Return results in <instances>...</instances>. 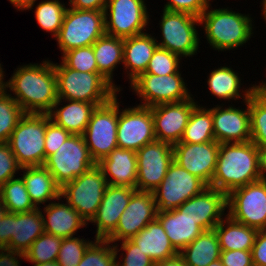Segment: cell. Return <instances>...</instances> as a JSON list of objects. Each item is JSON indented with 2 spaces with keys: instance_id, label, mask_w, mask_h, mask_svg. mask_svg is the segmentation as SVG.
<instances>
[{
  "instance_id": "cell-1",
  "label": "cell",
  "mask_w": 266,
  "mask_h": 266,
  "mask_svg": "<svg viewBox=\"0 0 266 266\" xmlns=\"http://www.w3.org/2000/svg\"><path fill=\"white\" fill-rule=\"evenodd\" d=\"M41 62L19 65L5 81L4 89L25 113L48 114L58 100L54 62Z\"/></svg>"
},
{
  "instance_id": "cell-2",
  "label": "cell",
  "mask_w": 266,
  "mask_h": 266,
  "mask_svg": "<svg viewBox=\"0 0 266 266\" xmlns=\"http://www.w3.org/2000/svg\"><path fill=\"white\" fill-rule=\"evenodd\" d=\"M251 16L252 14H242L229 7L213 8L210 3L199 17L203 36L210 49L218 52L234 51L249 43L256 30Z\"/></svg>"
},
{
  "instance_id": "cell-3",
  "label": "cell",
  "mask_w": 266,
  "mask_h": 266,
  "mask_svg": "<svg viewBox=\"0 0 266 266\" xmlns=\"http://www.w3.org/2000/svg\"><path fill=\"white\" fill-rule=\"evenodd\" d=\"M259 180L258 147L252 141L220 144L211 187L228 195Z\"/></svg>"
},
{
  "instance_id": "cell-4",
  "label": "cell",
  "mask_w": 266,
  "mask_h": 266,
  "mask_svg": "<svg viewBox=\"0 0 266 266\" xmlns=\"http://www.w3.org/2000/svg\"><path fill=\"white\" fill-rule=\"evenodd\" d=\"M58 99L76 100L101 106L119 92L98 72H80L62 61L54 62Z\"/></svg>"
},
{
  "instance_id": "cell-5",
  "label": "cell",
  "mask_w": 266,
  "mask_h": 266,
  "mask_svg": "<svg viewBox=\"0 0 266 266\" xmlns=\"http://www.w3.org/2000/svg\"><path fill=\"white\" fill-rule=\"evenodd\" d=\"M162 12L161 20L158 23L159 32H161L159 36L162 37L160 40L158 36L155 37L158 47L177 54L182 59H189L197 55L202 43L200 40L202 37L198 33L199 17L185 12H172L164 9Z\"/></svg>"
},
{
  "instance_id": "cell-6",
  "label": "cell",
  "mask_w": 266,
  "mask_h": 266,
  "mask_svg": "<svg viewBox=\"0 0 266 266\" xmlns=\"http://www.w3.org/2000/svg\"><path fill=\"white\" fill-rule=\"evenodd\" d=\"M46 113H25L11 134L8 144L22 167L45 163Z\"/></svg>"
},
{
  "instance_id": "cell-7",
  "label": "cell",
  "mask_w": 266,
  "mask_h": 266,
  "mask_svg": "<svg viewBox=\"0 0 266 266\" xmlns=\"http://www.w3.org/2000/svg\"><path fill=\"white\" fill-rule=\"evenodd\" d=\"M104 34V11L68 7L61 29L54 40L63 55L69 50L93 45Z\"/></svg>"
},
{
  "instance_id": "cell-8",
  "label": "cell",
  "mask_w": 266,
  "mask_h": 266,
  "mask_svg": "<svg viewBox=\"0 0 266 266\" xmlns=\"http://www.w3.org/2000/svg\"><path fill=\"white\" fill-rule=\"evenodd\" d=\"M187 84L181 70L178 73L159 76L141 73L130 83L129 89L139 98L138 105L153 107L191 98L193 95Z\"/></svg>"
},
{
  "instance_id": "cell-9",
  "label": "cell",
  "mask_w": 266,
  "mask_h": 266,
  "mask_svg": "<svg viewBox=\"0 0 266 266\" xmlns=\"http://www.w3.org/2000/svg\"><path fill=\"white\" fill-rule=\"evenodd\" d=\"M107 185L102 169L96 164L64 184L60 196L89 223L97 213Z\"/></svg>"
},
{
  "instance_id": "cell-10",
  "label": "cell",
  "mask_w": 266,
  "mask_h": 266,
  "mask_svg": "<svg viewBox=\"0 0 266 266\" xmlns=\"http://www.w3.org/2000/svg\"><path fill=\"white\" fill-rule=\"evenodd\" d=\"M109 102L97 106L92 112L86 130L82 134L93 160L99 163L117 144L118 96Z\"/></svg>"
},
{
  "instance_id": "cell-11",
  "label": "cell",
  "mask_w": 266,
  "mask_h": 266,
  "mask_svg": "<svg viewBox=\"0 0 266 266\" xmlns=\"http://www.w3.org/2000/svg\"><path fill=\"white\" fill-rule=\"evenodd\" d=\"M145 1L107 0L104 9L105 34L124 39L150 30L147 26L151 24V15Z\"/></svg>"
},
{
  "instance_id": "cell-12",
  "label": "cell",
  "mask_w": 266,
  "mask_h": 266,
  "mask_svg": "<svg viewBox=\"0 0 266 266\" xmlns=\"http://www.w3.org/2000/svg\"><path fill=\"white\" fill-rule=\"evenodd\" d=\"M95 165L83 136L77 134H71L44 163L60 187Z\"/></svg>"
},
{
  "instance_id": "cell-13",
  "label": "cell",
  "mask_w": 266,
  "mask_h": 266,
  "mask_svg": "<svg viewBox=\"0 0 266 266\" xmlns=\"http://www.w3.org/2000/svg\"><path fill=\"white\" fill-rule=\"evenodd\" d=\"M227 215L256 230L266 228V180L232 190L227 195Z\"/></svg>"
},
{
  "instance_id": "cell-14",
  "label": "cell",
  "mask_w": 266,
  "mask_h": 266,
  "mask_svg": "<svg viewBox=\"0 0 266 266\" xmlns=\"http://www.w3.org/2000/svg\"><path fill=\"white\" fill-rule=\"evenodd\" d=\"M207 187L203 180L189 173L173 160L165 178L152 193L158 211H165L178 208Z\"/></svg>"
},
{
  "instance_id": "cell-15",
  "label": "cell",
  "mask_w": 266,
  "mask_h": 266,
  "mask_svg": "<svg viewBox=\"0 0 266 266\" xmlns=\"http://www.w3.org/2000/svg\"><path fill=\"white\" fill-rule=\"evenodd\" d=\"M119 100L121 99H118V147L137 152L156 140L151 107L136 104L121 109L122 101Z\"/></svg>"
},
{
  "instance_id": "cell-16",
  "label": "cell",
  "mask_w": 266,
  "mask_h": 266,
  "mask_svg": "<svg viewBox=\"0 0 266 266\" xmlns=\"http://www.w3.org/2000/svg\"><path fill=\"white\" fill-rule=\"evenodd\" d=\"M44 232L40 207L23 213L8 212L0 221V248L25 254Z\"/></svg>"
},
{
  "instance_id": "cell-17",
  "label": "cell",
  "mask_w": 266,
  "mask_h": 266,
  "mask_svg": "<svg viewBox=\"0 0 266 266\" xmlns=\"http://www.w3.org/2000/svg\"><path fill=\"white\" fill-rule=\"evenodd\" d=\"M136 155V190L152 192L165 178L167 170L174 160L173 146L155 140L144 145L136 152Z\"/></svg>"
},
{
  "instance_id": "cell-18",
  "label": "cell",
  "mask_w": 266,
  "mask_h": 266,
  "mask_svg": "<svg viewBox=\"0 0 266 266\" xmlns=\"http://www.w3.org/2000/svg\"><path fill=\"white\" fill-rule=\"evenodd\" d=\"M158 209L152 192L136 191L120 216L115 231L106 239L109 242L129 240L157 218Z\"/></svg>"
},
{
  "instance_id": "cell-19",
  "label": "cell",
  "mask_w": 266,
  "mask_h": 266,
  "mask_svg": "<svg viewBox=\"0 0 266 266\" xmlns=\"http://www.w3.org/2000/svg\"><path fill=\"white\" fill-rule=\"evenodd\" d=\"M198 104L199 102L192 96L181 102L151 107L156 140L172 146L180 142L192 110Z\"/></svg>"
},
{
  "instance_id": "cell-20",
  "label": "cell",
  "mask_w": 266,
  "mask_h": 266,
  "mask_svg": "<svg viewBox=\"0 0 266 266\" xmlns=\"http://www.w3.org/2000/svg\"><path fill=\"white\" fill-rule=\"evenodd\" d=\"M243 103V108L234 104L225 107V102L213 105L214 137L219 144L251 141L249 99Z\"/></svg>"
},
{
  "instance_id": "cell-21",
  "label": "cell",
  "mask_w": 266,
  "mask_h": 266,
  "mask_svg": "<svg viewBox=\"0 0 266 266\" xmlns=\"http://www.w3.org/2000/svg\"><path fill=\"white\" fill-rule=\"evenodd\" d=\"M219 147L220 144L216 141L177 143L173 145L174 161L210 186L216 170Z\"/></svg>"
},
{
  "instance_id": "cell-22",
  "label": "cell",
  "mask_w": 266,
  "mask_h": 266,
  "mask_svg": "<svg viewBox=\"0 0 266 266\" xmlns=\"http://www.w3.org/2000/svg\"><path fill=\"white\" fill-rule=\"evenodd\" d=\"M177 209L195 220L204 231L214 229L227 215V195L221 190L208 186Z\"/></svg>"
},
{
  "instance_id": "cell-23",
  "label": "cell",
  "mask_w": 266,
  "mask_h": 266,
  "mask_svg": "<svg viewBox=\"0 0 266 266\" xmlns=\"http://www.w3.org/2000/svg\"><path fill=\"white\" fill-rule=\"evenodd\" d=\"M136 188L107 185L96 215L88 223L97 228L95 239L106 240L116 229L120 216L127 207Z\"/></svg>"
},
{
  "instance_id": "cell-24",
  "label": "cell",
  "mask_w": 266,
  "mask_h": 266,
  "mask_svg": "<svg viewBox=\"0 0 266 266\" xmlns=\"http://www.w3.org/2000/svg\"><path fill=\"white\" fill-rule=\"evenodd\" d=\"M57 200L42 206L45 233L67 238L77 235L78 230L87 228L89 224L74 208L62 200L61 196Z\"/></svg>"
},
{
  "instance_id": "cell-25",
  "label": "cell",
  "mask_w": 266,
  "mask_h": 266,
  "mask_svg": "<svg viewBox=\"0 0 266 266\" xmlns=\"http://www.w3.org/2000/svg\"><path fill=\"white\" fill-rule=\"evenodd\" d=\"M231 67L225 64L224 66H218V68L211 70L206 80L208 85L207 89L211 96L217 98L220 102L224 100L227 103L231 102V104L233 103L232 101L234 103L241 102L242 104L249 99L251 93L260 84V81L258 84L256 82L255 84L251 83L249 87L246 86V88H243L244 85L241 83L242 77Z\"/></svg>"
},
{
  "instance_id": "cell-26",
  "label": "cell",
  "mask_w": 266,
  "mask_h": 266,
  "mask_svg": "<svg viewBox=\"0 0 266 266\" xmlns=\"http://www.w3.org/2000/svg\"><path fill=\"white\" fill-rule=\"evenodd\" d=\"M145 32L143 34L123 39V72L130 84L141 73H145L150 59L158 44L155 33Z\"/></svg>"
},
{
  "instance_id": "cell-27",
  "label": "cell",
  "mask_w": 266,
  "mask_h": 266,
  "mask_svg": "<svg viewBox=\"0 0 266 266\" xmlns=\"http://www.w3.org/2000/svg\"><path fill=\"white\" fill-rule=\"evenodd\" d=\"M97 165L102 169L107 184L136 188L137 155L135 151L117 147Z\"/></svg>"
},
{
  "instance_id": "cell-28",
  "label": "cell",
  "mask_w": 266,
  "mask_h": 266,
  "mask_svg": "<svg viewBox=\"0 0 266 266\" xmlns=\"http://www.w3.org/2000/svg\"><path fill=\"white\" fill-rule=\"evenodd\" d=\"M96 107L97 105L94 103L58 99L48 114L52 121L66 131L82 135Z\"/></svg>"
},
{
  "instance_id": "cell-29",
  "label": "cell",
  "mask_w": 266,
  "mask_h": 266,
  "mask_svg": "<svg viewBox=\"0 0 266 266\" xmlns=\"http://www.w3.org/2000/svg\"><path fill=\"white\" fill-rule=\"evenodd\" d=\"M156 219L161 223L171 244L178 252L204 231L195 220L185 216L177 208L158 211Z\"/></svg>"
},
{
  "instance_id": "cell-30",
  "label": "cell",
  "mask_w": 266,
  "mask_h": 266,
  "mask_svg": "<svg viewBox=\"0 0 266 266\" xmlns=\"http://www.w3.org/2000/svg\"><path fill=\"white\" fill-rule=\"evenodd\" d=\"M20 173L33 204L39 208L60 197L61 187L44 166L22 167ZM40 205V206H39Z\"/></svg>"
},
{
  "instance_id": "cell-31",
  "label": "cell",
  "mask_w": 266,
  "mask_h": 266,
  "mask_svg": "<svg viewBox=\"0 0 266 266\" xmlns=\"http://www.w3.org/2000/svg\"><path fill=\"white\" fill-rule=\"evenodd\" d=\"M92 48L98 73L121 93L123 88L115 84L114 71L123 64V38L104 34L93 43Z\"/></svg>"
},
{
  "instance_id": "cell-32",
  "label": "cell",
  "mask_w": 266,
  "mask_h": 266,
  "mask_svg": "<svg viewBox=\"0 0 266 266\" xmlns=\"http://www.w3.org/2000/svg\"><path fill=\"white\" fill-rule=\"evenodd\" d=\"M130 240L154 262L167 260L179 254L157 219L148 223L144 229Z\"/></svg>"
},
{
  "instance_id": "cell-33",
  "label": "cell",
  "mask_w": 266,
  "mask_h": 266,
  "mask_svg": "<svg viewBox=\"0 0 266 266\" xmlns=\"http://www.w3.org/2000/svg\"><path fill=\"white\" fill-rule=\"evenodd\" d=\"M221 251L251 250L258 230L233 220L226 215L214 228Z\"/></svg>"
},
{
  "instance_id": "cell-34",
  "label": "cell",
  "mask_w": 266,
  "mask_h": 266,
  "mask_svg": "<svg viewBox=\"0 0 266 266\" xmlns=\"http://www.w3.org/2000/svg\"><path fill=\"white\" fill-rule=\"evenodd\" d=\"M179 255L187 266H208L220 259L221 249L215 230L203 231L193 242L184 247Z\"/></svg>"
},
{
  "instance_id": "cell-35",
  "label": "cell",
  "mask_w": 266,
  "mask_h": 266,
  "mask_svg": "<svg viewBox=\"0 0 266 266\" xmlns=\"http://www.w3.org/2000/svg\"><path fill=\"white\" fill-rule=\"evenodd\" d=\"M215 141L212 106L198 104L190 115L189 121L178 143H206Z\"/></svg>"
},
{
  "instance_id": "cell-36",
  "label": "cell",
  "mask_w": 266,
  "mask_h": 266,
  "mask_svg": "<svg viewBox=\"0 0 266 266\" xmlns=\"http://www.w3.org/2000/svg\"><path fill=\"white\" fill-rule=\"evenodd\" d=\"M34 1L26 10H32L35 6V20L43 31L51 33V37L55 38L61 29L65 12L68 8L64 1L61 0H43L36 3Z\"/></svg>"
},
{
  "instance_id": "cell-37",
  "label": "cell",
  "mask_w": 266,
  "mask_h": 266,
  "mask_svg": "<svg viewBox=\"0 0 266 266\" xmlns=\"http://www.w3.org/2000/svg\"><path fill=\"white\" fill-rule=\"evenodd\" d=\"M251 141L266 147V88L260 83L249 97Z\"/></svg>"
},
{
  "instance_id": "cell-38",
  "label": "cell",
  "mask_w": 266,
  "mask_h": 266,
  "mask_svg": "<svg viewBox=\"0 0 266 266\" xmlns=\"http://www.w3.org/2000/svg\"><path fill=\"white\" fill-rule=\"evenodd\" d=\"M0 201L9 213L29 212L37 208L30 199L22 177L12 178L0 187Z\"/></svg>"
},
{
  "instance_id": "cell-39",
  "label": "cell",
  "mask_w": 266,
  "mask_h": 266,
  "mask_svg": "<svg viewBox=\"0 0 266 266\" xmlns=\"http://www.w3.org/2000/svg\"><path fill=\"white\" fill-rule=\"evenodd\" d=\"M25 114L21 106L4 89L0 91V142H8L19 120Z\"/></svg>"
},
{
  "instance_id": "cell-40",
  "label": "cell",
  "mask_w": 266,
  "mask_h": 266,
  "mask_svg": "<svg viewBox=\"0 0 266 266\" xmlns=\"http://www.w3.org/2000/svg\"><path fill=\"white\" fill-rule=\"evenodd\" d=\"M61 244V237L44 232L25 253V261L36 264L56 261Z\"/></svg>"
},
{
  "instance_id": "cell-41",
  "label": "cell",
  "mask_w": 266,
  "mask_h": 266,
  "mask_svg": "<svg viewBox=\"0 0 266 266\" xmlns=\"http://www.w3.org/2000/svg\"><path fill=\"white\" fill-rule=\"evenodd\" d=\"M81 237L79 235V237L62 238V244L56 260L59 266H78L87 248L96 240L92 241L88 238H83V236Z\"/></svg>"
},
{
  "instance_id": "cell-42",
  "label": "cell",
  "mask_w": 266,
  "mask_h": 266,
  "mask_svg": "<svg viewBox=\"0 0 266 266\" xmlns=\"http://www.w3.org/2000/svg\"><path fill=\"white\" fill-rule=\"evenodd\" d=\"M113 244L96 239L86 250L78 266H116Z\"/></svg>"
},
{
  "instance_id": "cell-43",
  "label": "cell",
  "mask_w": 266,
  "mask_h": 266,
  "mask_svg": "<svg viewBox=\"0 0 266 266\" xmlns=\"http://www.w3.org/2000/svg\"><path fill=\"white\" fill-rule=\"evenodd\" d=\"M181 64L182 58L179 55L157 47L150 59L145 73L157 76L178 73L180 67H183Z\"/></svg>"
},
{
  "instance_id": "cell-44",
  "label": "cell",
  "mask_w": 266,
  "mask_h": 266,
  "mask_svg": "<svg viewBox=\"0 0 266 266\" xmlns=\"http://www.w3.org/2000/svg\"><path fill=\"white\" fill-rule=\"evenodd\" d=\"M120 244L113 243L116 266H154L155 262L144 254L130 239L120 241ZM119 252L122 253L119 254Z\"/></svg>"
},
{
  "instance_id": "cell-45",
  "label": "cell",
  "mask_w": 266,
  "mask_h": 266,
  "mask_svg": "<svg viewBox=\"0 0 266 266\" xmlns=\"http://www.w3.org/2000/svg\"><path fill=\"white\" fill-rule=\"evenodd\" d=\"M61 61L68 67L80 72H98L94 51L91 46L75 48L65 52Z\"/></svg>"
},
{
  "instance_id": "cell-46",
  "label": "cell",
  "mask_w": 266,
  "mask_h": 266,
  "mask_svg": "<svg viewBox=\"0 0 266 266\" xmlns=\"http://www.w3.org/2000/svg\"><path fill=\"white\" fill-rule=\"evenodd\" d=\"M22 166L18 163L8 142H0V187L16 175Z\"/></svg>"
},
{
  "instance_id": "cell-47",
  "label": "cell",
  "mask_w": 266,
  "mask_h": 266,
  "mask_svg": "<svg viewBox=\"0 0 266 266\" xmlns=\"http://www.w3.org/2000/svg\"><path fill=\"white\" fill-rule=\"evenodd\" d=\"M70 135V132L57 125L46 113L45 160L55 153Z\"/></svg>"
},
{
  "instance_id": "cell-48",
  "label": "cell",
  "mask_w": 266,
  "mask_h": 266,
  "mask_svg": "<svg viewBox=\"0 0 266 266\" xmlns=\"http://www.w3.org/2000/svg\"><path fill=\"white\" fill-rule=\"evenodd\" d=\"M211 0H167L163 9L172 12H185L200 17Z\"/></svg>"
},
{
  "instance_id": "cell-49",
  "label": "cell",
  "mask_w": 266,
  "mask_h": 266,
  "mask_svg": "<svg viewBox=\"0 0 266 266\" xmlns=\"http://www.w3.org/2000/svg\"><path fill=\"white\" fill-rule=\"evenodd\" d=\"M220 260L224 266H253L251 250L221 251Z\"/></svg>"
},
{
  "instance_id": "cell-50",
  "label": "cell",
  "mask_w": 266,
  "mask_h": 266,
  "mask_svg": "<svg viewBox=\"0 0 266 266\" xmlns=\"http://www.w3.org/2000/svg\"><path fill=\"white\" fill-rule=\"evenodd\" d=\"M251 254L254 266H266V228L258 230Z\"/></svg>"
},
{
  "instance_id": "cell-51",
  "label": "cell",
  "mask_w": 266,
  "mask_h": 266,
  "mask_svg": "<svg viewBox=\"0 0 266 266\" xmlns=\"http://www.w3.org/2000/svg\"><path fill=\"white\" fill-rule=\"evenodd\" d=\"M66 5L77 10L104 11L107 0H68Z\"/></svg>"
},
{
  "instance_id": "cell-52",
  "label": "cell",
  "mask_w": 266,
  "mask_h": 266,
  "mask_svg": "<svg viewBox=\"0 0 266 266\" xmlns=\"http://www.w3.org/2000/svg\"><path fill=\"white\" fill-rule=\"evenodd\" d=\"M22 259L26 260L25 254L5 247L0 248V266H21Z\"/></svg>"
},
{
  "instance_id": "cell-53",
  "label": "cell",
  "mask_w": 266,
  "mask_h": 266,
  "mask_svg": "<svg viewBox=\"0 0 266 266\" xmlns=\"http://www.w3.org/2000/svg\"><path fill=\"white\" fill-rule=\"evenodd\" d=\"M258 164L261 180H266V147H258Z\"/></svg>"
},
{
  "instance_id": "cell-54",
  "label": "cell",
  "mask_w": 266,
  "mask_h": 266,
  "mask_svg": "<svg viewBox=\"0 0 266 266\" xmlns=\"http://www.w3.org/2000/svg\"><path fill=\"white\" fill-rule=\"evenodd\" d=\"M154 266H187V265L183 261L182 257L178 254L173 258L155 262Z\"/></svg>"
},
{
  "instance_id": "cell-55",
  "label": "cell",
  "mask_w": 266,
  "mask_h": 266,
  "mask_svg": "<svg viewBox=\"0 0 266 266\" xmlns=\"http://www.w3.org/2000/svg\"><path fill=\"white\" fill-rule=\"evenodd\" d=\"M9 1L12 6L17 10V11H24L28 6H30L34 1L38 0H7Z\"/></svg>"
},
{
  "instance_id": "cell-56",
  "label": "cell",
  "mask_w": 266,
  "mask_h": 266,
  "mask_svg": "<svg viewBox=\"0 0 266 266\" xmlns=\"http://www.w3.org/2000/svg\"><path fill=\"white\" fill-rule=\"evenodd\" d=\"M2 66H3L2 63L0 62V91L4 90L5 88V80H4L5 71Z\"/></svg>"
},
{
  "instance_id": "cell-57",
  "label": "cell",
  "mask_w": 266,
  "mask_h": 266,
  "mask_svg": "<svg viewBox=\"0 0 266 266\" xmlns=\"http://www.w3.org/2000/svg\"><path fill=\"white\" fill-rule=\"evenodd\" d=\"M261 4L260 7L262 6V9H261V16H263V19H264V22L266 24V0H261Z\"/></svg>"
},
{
  "instance_id": "cell-58",
  "label": "cell",
  "mask_w": 266,
  "mask_h": 266,
  "mask_svg": "<svg viewBox=\"0 0 266 266\" xmlns=\"http://www.w3.org/2000/svg\"><path fill=\"white\" fill-rule=\"evenodd\" d=\"M8 213V209L3 205V203L0 201V221L5 217V215Z\"/></svg>"
},
{
  "instance_id": "cell-59",
  "label": "cell",
  "mask_w": 266,
  "mask_h": 266,
  "mask_svg": "<svg viewBox=\"0 0 266 266\" xmlns=\"http://www.w3.org/2000/svg\"><path fill=\"white\" fill-rule=\"evenodd\" d=\"M33 266H59V264L56 261H52V262H46V263H32Z\"/></svg>"
},
{
  "instance_id": "cell-60",
  "label": "cell",
  "mask_w": 266,
  "mask_h": 266,
  "mask_svg": "<svg viewBox=\"0 0 266 266\" xmlns=\"http://www.w3.org/2000/svg\"><path fill=\"white\" fill-rule=\"evenodd\" d=\"M208 266H224L221 262L220 259L214 261V262H211Z\"/></svg>"
},
{
  "instance_id": "cell-61",
  "label": "cell",
  "mask_w": 266,
  "mask_h": 266,
  "mask_svg": "<svg viewBox=\"0 0 266 266\" xmlns=\"http://www.w3.org/2000/svg\"><path fill=\"white\" fill-rule=\"evenodd\" d=\"M261 84L264 86V88H266V79L265 81H262Z\"/></svg>"
}]
</instances>
